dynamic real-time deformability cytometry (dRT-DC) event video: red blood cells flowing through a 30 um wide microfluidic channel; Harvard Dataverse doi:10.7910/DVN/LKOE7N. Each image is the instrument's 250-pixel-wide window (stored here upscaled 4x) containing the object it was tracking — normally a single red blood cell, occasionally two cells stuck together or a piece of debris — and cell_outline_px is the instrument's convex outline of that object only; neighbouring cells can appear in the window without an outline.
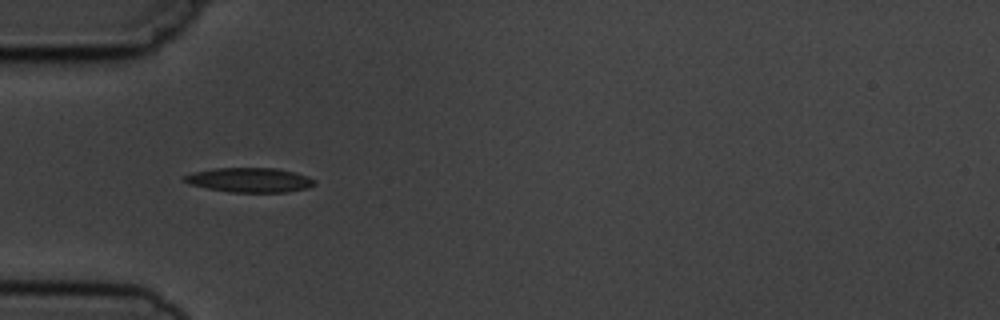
{"species": "common noctule bat (a hibernating species)", "species_latin": "Nyctalus noctula", "temperature_condition": "cold", "stored_images_in_passage": 5, "camera_frame_rate_fps": 3000, "um_per_image_px": 0.085, "animal": {"sex": "male", "body_mass_g": 19.5, "forearm_length_mm": 54.6}, "frame": {"image": 1, "passage_image": 2, "time_ms": 1.0, "image_size_px": [1000, 320], "cell_outline_px": [[316, 184], [308, 188], [284, 192], [228, 192], [188, 184], [184, 180], [184, 176], [192, 172], [216, 168], [276, 168], [296, 172], [308, 176], [316, 180]], "centroid_in_image_um": [21.25, 15.3], "position_along_channel_um": 63.7, "area_um2": 18.67}}
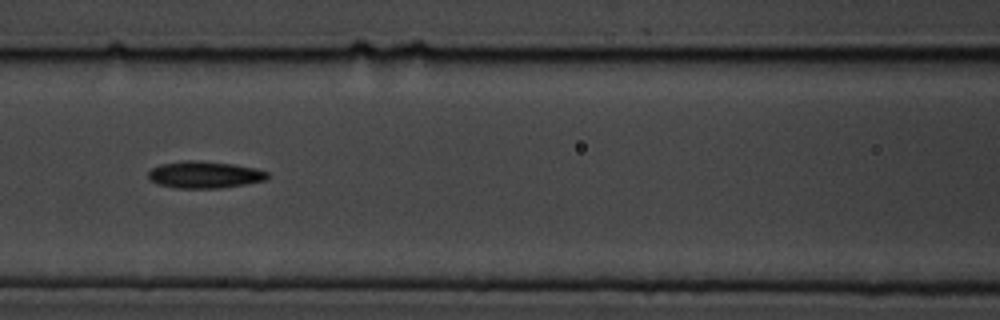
{"frame": {"image": 2, "passage_image": 4, "time_ms": 3.333, "image_size_px": [1000, 320], "cell_outline_px": [[268, 176], [264, 180], [244, 184], [220, 188], [176, 188], [156, 184], [148, 176], [148, 172], [152, 168], [160, 164], [184, 160], [200, 160], [232, 164], [256, 168], [268, 172]], "centroid_in_image_um": [17.36, 14.84], "position_along_channel_um": 149.2, "area_um2": 18.67}}
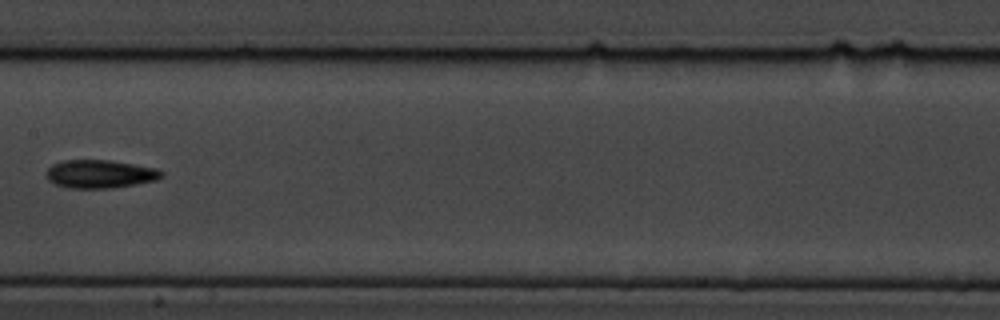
{"frame": {"image": 3, "passage_image": 5, "time_ms": 4.667, "image_size_px": [1000, 320], "cell_outline_px": [[164, 176], [156, 180], [136, 184], [112, 188], [68, 188], [56, 184], [48, 180], [48, 168], [52, 164], [64, 160], [112, 160], [156, 168], [164, 172]], "centroid_in_image_um": [8.54, 14.78], "position_along_channel_um": 198.9, "area_um2": 18.96}}